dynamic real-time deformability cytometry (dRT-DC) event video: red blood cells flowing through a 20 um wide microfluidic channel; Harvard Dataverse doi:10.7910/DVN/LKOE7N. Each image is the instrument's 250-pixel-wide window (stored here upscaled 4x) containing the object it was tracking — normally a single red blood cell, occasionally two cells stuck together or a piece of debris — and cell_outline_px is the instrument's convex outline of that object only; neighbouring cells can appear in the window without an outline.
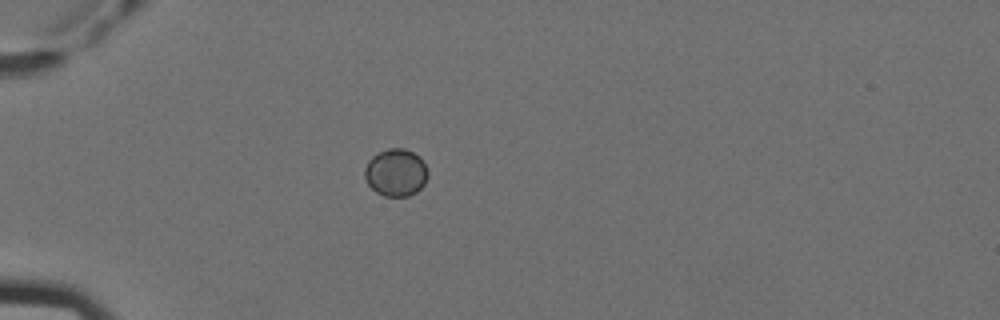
{"species": "Egyptian fruit bat (a non-hibernating species)", "species_latin": "Rousettus aegyptiacus", "temperature_condition": "cold", "stored_images_in_passage": 7, "camera_frame_rate_fps": 3000, "um_per_image_px": 0.085, "animal": {"sex": "female"}, "frame": {"image": 1, "passage_image": 1, "time_ms": 0.0, "image_size_px": [1000, 320], "cell_outline_px": [[428, 176], [424, 184], [416, 192], [408, 196], [384, 196], [376, 192], [368, 184], [364, 176], [364, 168], [368, 160], [372, 156], [388, 148], [404, 148], [420, 156], [428, 172]], "centroid_in_image_um": [33.64, 14.66], "position_along_channel_um": 51.4, "area_um2": 17.51}}
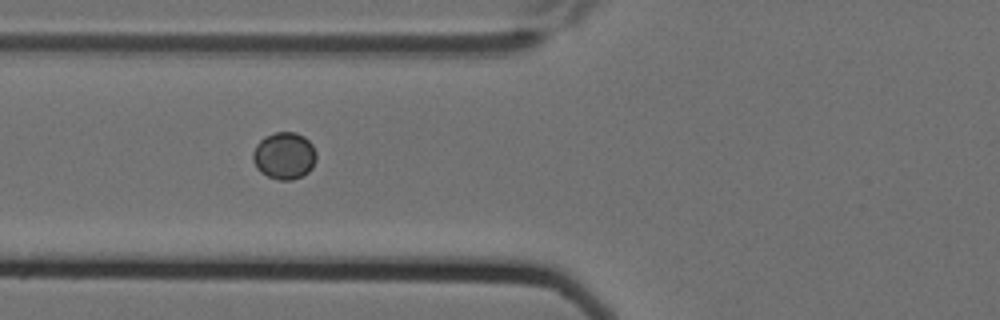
{"frame": {"image": 2, "passage_image": 3, "time_ms": 0.667, "image_size_px": [1000, 320], "cell_outline_px": [[316, 160], [312, 168], [308, 172], [292, 180], [280, 180], [268, 176], [260, 172], [256, 168], [252, 160], [252, 152], [256, 144], [264, 136], [276, 132], [296, 132], [304, 136], [312, 144], [316, 152]], "centroid_in_image_um": [24.15, 13.22], "position_along_channel_um": 101.7, "area_um2": 17.57}}
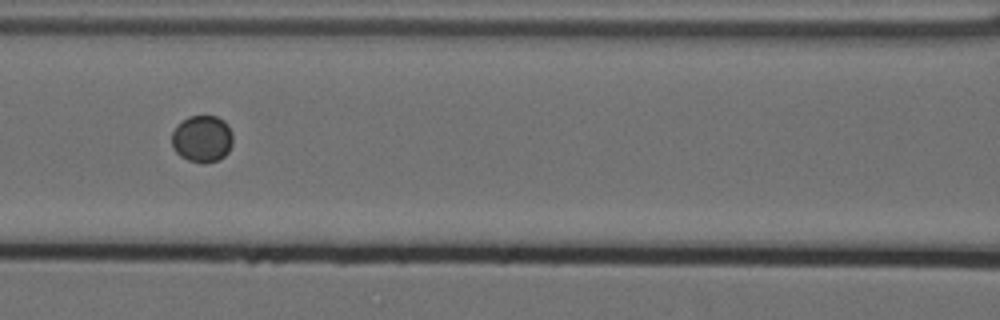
{"frame": {"image": 3, "passage_image": 4, "time_ms": 1.0, "image_size_px": [1000, 320], "cell_outline_px": [[232, 144], [228, 152], [224, 156], [216, 160], [188, 160], [180, 156], [172, 148], [172, 132], [176, 124], [180, 120], [188, 116], [216, 116], [224, 120], [228, 124], [232, 132]], "centroid_in_image_um": [17.16, 11.73], "position_along_channel_um": 149.4, "area_um2": 16.59}}